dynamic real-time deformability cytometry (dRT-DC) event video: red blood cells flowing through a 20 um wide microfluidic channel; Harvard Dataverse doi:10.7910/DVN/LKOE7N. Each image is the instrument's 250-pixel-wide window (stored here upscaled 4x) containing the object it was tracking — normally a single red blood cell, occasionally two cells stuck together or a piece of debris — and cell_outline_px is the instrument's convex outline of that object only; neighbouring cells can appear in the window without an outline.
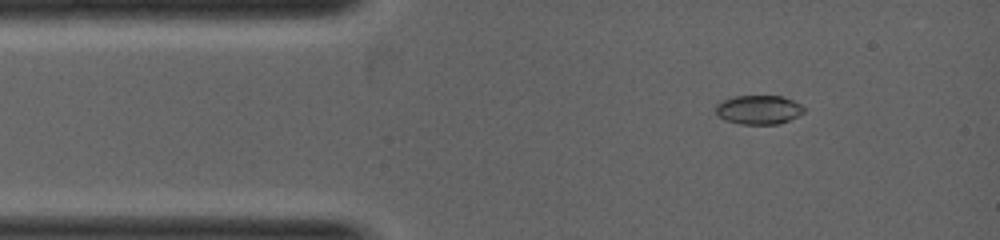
{"species": "common noctule bat (a hibernating species)", "species_latin": "Nyctalus noctula", "temperature_condition": "warm", "stored_images_in_passage": 3, "camera_frame_rate_fps": 5000, "um_per_image_px": 0.085, "animal": {"sex": "female", "body_mass_g": 19.0, "forearm_length_mm": 53.3}, "frame": {"image": 1, "passage_image": 2, "time_ms": 0.6, "image_size_px": [1000, 240], "cell_outline_px": [[804, 112], [780, 124], [740, 124], [724, 120], [716, 116], [716, 104], [720, 100], [736, 96], [784, 96], [800, 104], [804, 108]], "centroid_in_image_um": [64.43, 9.32], "position_along_channel_um": 20.6, "area_um2": 15.03}}